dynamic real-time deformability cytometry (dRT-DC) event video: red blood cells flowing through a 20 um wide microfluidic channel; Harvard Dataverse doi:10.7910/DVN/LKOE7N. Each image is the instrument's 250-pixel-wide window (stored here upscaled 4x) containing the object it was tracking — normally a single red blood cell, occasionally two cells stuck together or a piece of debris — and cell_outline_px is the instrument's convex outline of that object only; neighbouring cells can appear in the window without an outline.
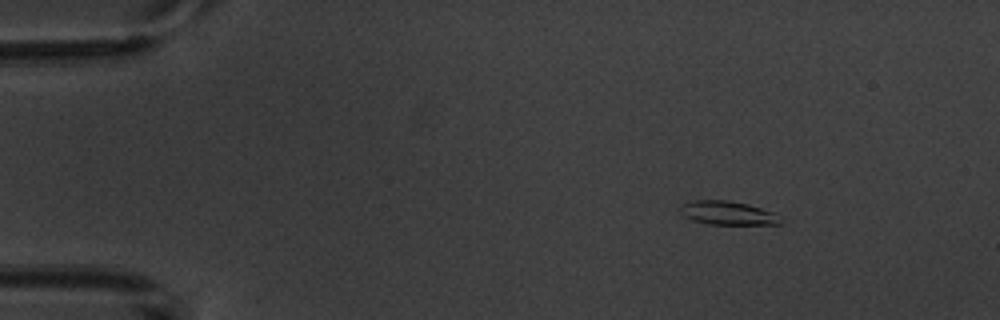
{"species": "common noctule bat (a hibernating species)", "species_latin": "Nyctalus noctula", "temperature_condition": "warm", "stored_images_in_passage": 3, "camera_frame_rate_fps": 3000, "um_per_image_px": 0.085, "animal": {"sex": "male", "body_mass_g": 20.1, "forearm_length_mm": 53.5}, "frame": {"image": 1, "passage_image": 1, "time_ms": 0.0, "image_size_px": [1000, 320], "cell_outline_px": [[784, 220], [780, 224], [708, 224], [692, 220], [684, 216], [680, 212], [680, 208], [684, 204], [692, 200], [728, 200], [748, 204], [772, 212]], "centroid_in_image_um": [61.85, 18.1], "position_along_channel_um": 23.1, "area_um2": 13.76}}